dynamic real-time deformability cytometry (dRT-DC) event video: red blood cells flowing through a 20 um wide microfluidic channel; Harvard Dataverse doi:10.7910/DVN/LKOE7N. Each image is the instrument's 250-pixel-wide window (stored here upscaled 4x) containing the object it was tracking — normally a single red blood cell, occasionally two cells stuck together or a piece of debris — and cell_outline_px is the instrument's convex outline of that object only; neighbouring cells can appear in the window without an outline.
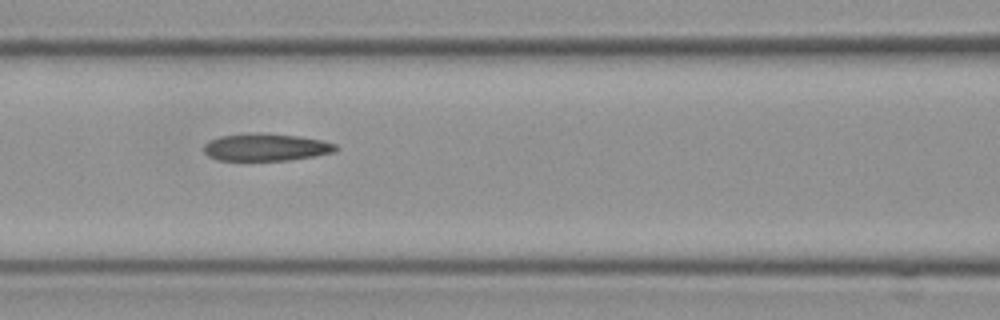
{"species": "Egyptian fruit bat (a non-hibernating species)", "species_latin": "Rousettus aegyptiacus", "temperature_condition": "cold", "stored_images_in_passage": 16, "segment_of_instrument_passage": [1, 2], "camera_frame_rate_fps": 3000, "um_per_image_px": 0.085, "frame": {"image": 1, "passage_image": 6, "time_ms": 1.667, "image_size_px": [1000, 320], "cell_outline_px": [[340, 148], [336, 152], [288, 160], [216, 160], [208, 156], [204, 152], [204, 144], [208, 140], [220, 136], [300, 136], [320, 140], [336, 144]], "centroid_in_image_um": [22.63, 12.57], "position_along_channel_um": 144.0, "area_um2": 20.0}}
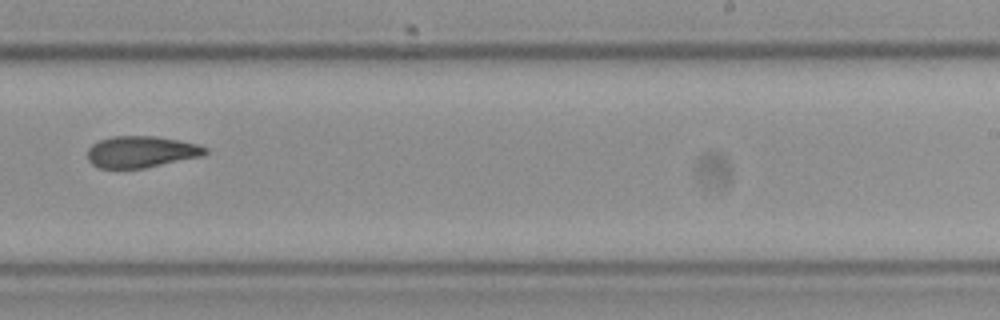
{"frame": {"image": 2, "passage_image": 10, "time_ms": 3.0, "image_size_px": [1000, 320], "cell_outline_px": [[208, 152], [204, 156], [144, 168], [100, 168], [92, 164], [88, 160], [88, 148], [92, 144], [100, 140], [112, 136], [156, 136], [180, 140], [200, 144], [208, 148]], "centroid_in_image_um": [12.05, 12.9], "position_along_channel_um": 277.0, "area_um2": 21.85}}
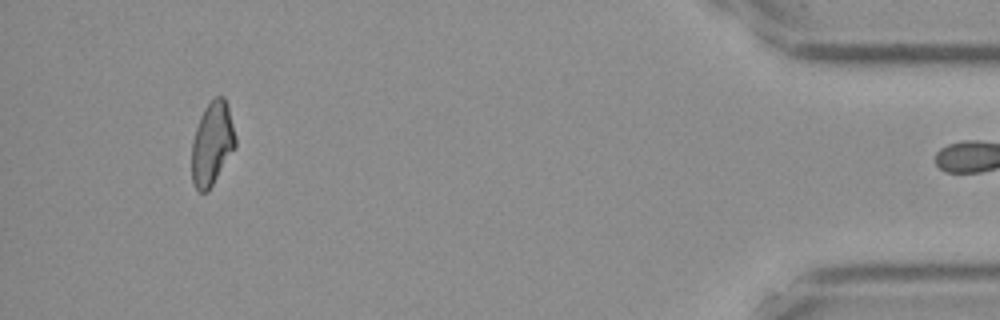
{"frame": {"image": 3, "passage_image": 15, "time_ms": 4.667, "image_size_px": [1000, 320], "cell_outline_px": [[236, 144], [208, 192], [200, 192], [192, 184], [192, 140], [200, 116], [204, 108], [216, 96], [224, 96], [228, 104], [236, 136]], "centroid_in_image_um": [18.02, 12.18], "position_along_channel_um": 417.2, "area_um2": 21.1}}